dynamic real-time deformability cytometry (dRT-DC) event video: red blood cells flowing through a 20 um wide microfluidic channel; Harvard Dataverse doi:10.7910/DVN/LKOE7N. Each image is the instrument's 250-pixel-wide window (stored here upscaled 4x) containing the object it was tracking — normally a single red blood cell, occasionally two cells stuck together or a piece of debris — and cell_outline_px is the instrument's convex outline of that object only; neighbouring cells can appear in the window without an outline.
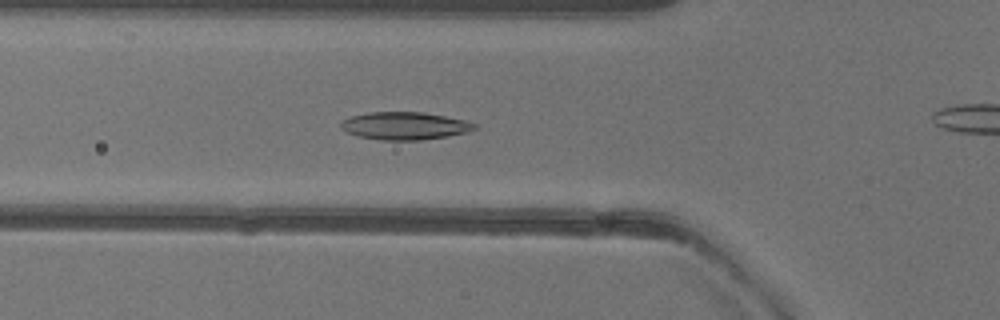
{"species": "common noctule bat (a hibernating species)", "species_latin": "Nyctalus noctula", "temperature_condition": "warm", "stored_images_in_passage": 43, "camera_frame_rate_fps": 3000, "um_per_image_px": 0.085, "animal": {"sex": "female"}, "frame": {"image": 1, "passage_image": 10, "time_ms": 3.0, "image_size_px": [1000, 320], "cell_outline_px": [[476, 128], [468, 132], [448, 136], [420, 140], [380, 140], [360, 136], [348, 132], [340, 128], [340, 120], [352, 116], [368, 112], [420, 112], [444, 116], [464, 120], [476, 124]], "centroid_in_image_um": [34.38, 10.69], "position_along_channel_um": 91.4, "area_um2": 21.44}}
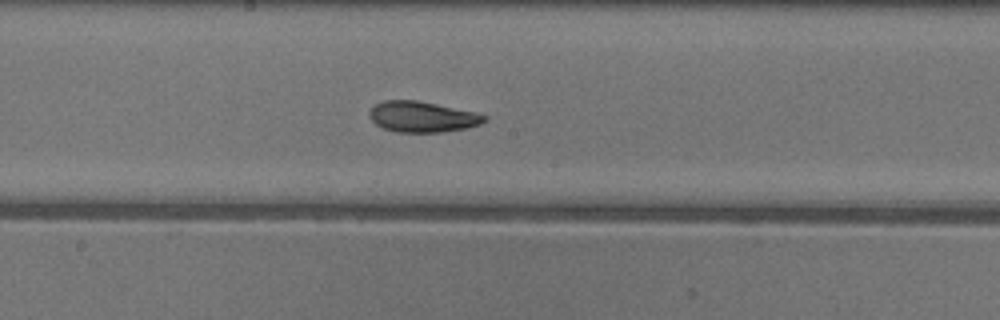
{"frame": {"image": 2, "passage_image": 19, "time_ms": 6.0, "image_size_px": [1000, 320], "cell_outline_px": [[488, 120], [480, 124], [468, 128], [440, 132], [396, 132], [384, 128], [376, 124], [368, 116], [368, 112], [376, 104], [384, 100], [416, 100], [476, 112], [488, 116]], "centroid_in_image_um": [35.91, 9.93], "position_along_channel_um": 212.3, "area_um2": 20.63}}
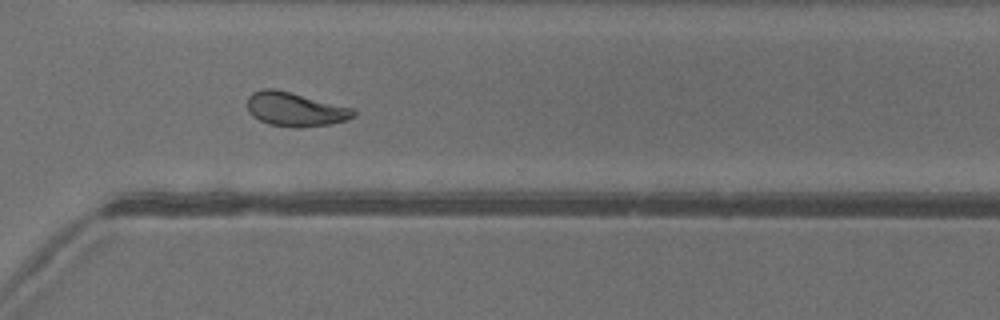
{"frame": {"image": 3, "passage_image": 29, "time_ms": 9.333, "image_size_px": [1000, 320], "cell_outline_px": [[356, 116], [348, 120], [332, 124], [300, 128], [296, 128], [268, 124], [252, 116], [248, 112], [248, 96], [252, 92], [264, 88], [272, 88], [356, 108]], "centroid_in_image_um": [25.13, 9.3], "position_along_channel_um": 345.5, "area_um2": 21.33}}